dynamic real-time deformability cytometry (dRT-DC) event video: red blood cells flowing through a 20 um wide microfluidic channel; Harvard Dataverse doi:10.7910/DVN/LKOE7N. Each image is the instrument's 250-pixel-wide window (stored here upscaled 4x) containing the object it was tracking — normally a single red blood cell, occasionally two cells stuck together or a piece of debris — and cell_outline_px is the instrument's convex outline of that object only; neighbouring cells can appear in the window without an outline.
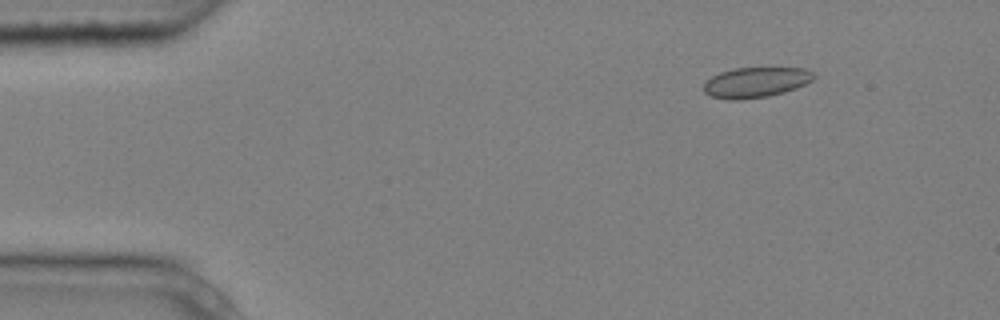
{"species": "common noctule bat (a hibernating species)", "species_latin": "Nyctalus noctula", "temperature_condition": "cold", "stored_images_in_passage": 5, "camera_frame_rate_fps": 3000, "um_per_image_px": 0.085, "animal": {"sex": "male", "body_mass_g": 20.4}, "frame": {"image": 1, "passage_image": 2, "time_ms": 0.333, "image_size_px": [1000, 320], "cell_outline_px": [[816, 76], [812, 80], [796, 88], [784, 92], [768, 96], [740, 100], [728, 100], [712, 96], [704, 92], [704, 80], [720, 72], [732, 68], [804, 68], [812, 72]], "centroid_in_image_um": [64.21, 7.0], "position_along_channel_um": 20.8, "area_um2": 19.48}}
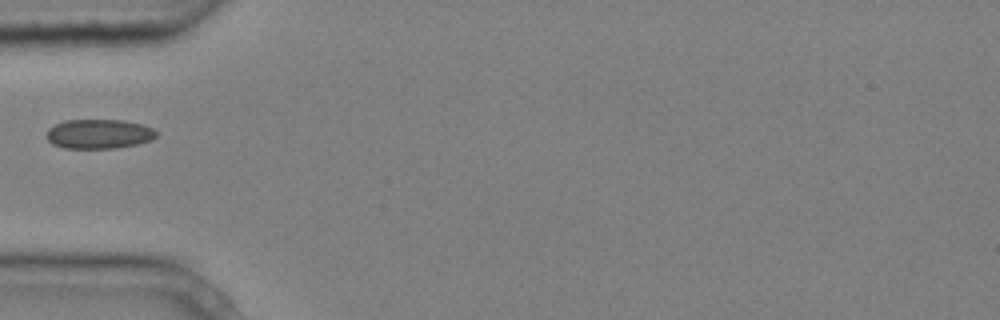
{"frame": {"image": 2, "passage_image": 5, "time_ms": 1.333, "image_size_px": [1000, 320], "cell_outline_px": [[156, 136], [152, 140], [136, 144], [116, 148], [64, 148], [52, 144], [48, 140], [48, 128], [64, 120], [124, 120], [140, 124], [152, 128], [156, 132]], "centroid_in_image_um": [8.4, 11.38], "position_along_channel_um": 76.6, "area_um2": 18.73}}